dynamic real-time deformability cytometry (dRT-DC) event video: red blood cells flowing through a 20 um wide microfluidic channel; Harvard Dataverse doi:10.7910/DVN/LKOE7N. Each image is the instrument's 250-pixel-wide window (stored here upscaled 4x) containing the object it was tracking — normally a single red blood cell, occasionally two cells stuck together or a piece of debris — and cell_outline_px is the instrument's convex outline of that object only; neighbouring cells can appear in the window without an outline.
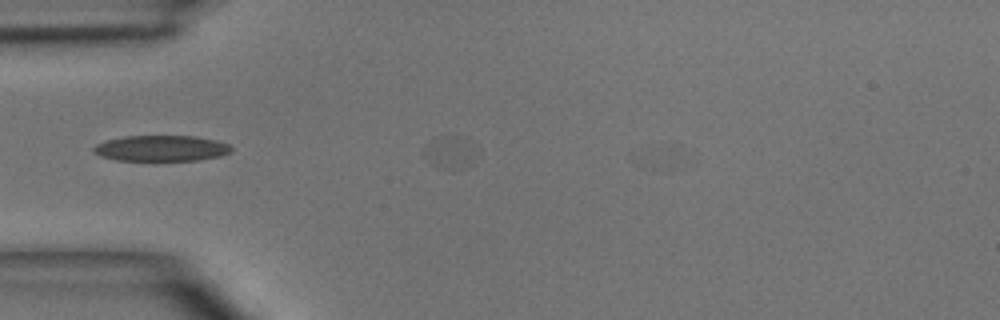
{"species": "common noctule bat (a hibernating species)", "species_latin": "Nyctalus noctula", "temperature_condition": "room temperature", "stored_images_in_passage": 4, "camera_frame_rate_fps": 3000, "um_per_image_px": 0.085, "animal": {"sex": "male", "body_mass_g": 15.6}, "frame": {"image": 1, "passage_image": 3, "time_ms": 2.0, "image_size_px": [1000, 320], "cell_outline_px": [[232, 152], [220, 156], [196, 160], [116, 160], [100, 156], [92, 152], [92, 148], [96, 144], [108, 140], [124, 136], [196, 136], [216, 140], [228, 144], [232, 148]], "centroid_in_image_um": [13.7, 12.6], "position_along_channel_um": 71.3, "area_um2": 20.69}}